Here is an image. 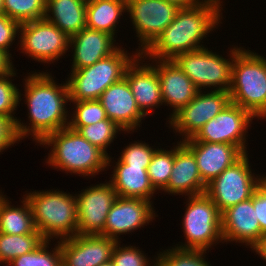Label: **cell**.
I'll list each match as a JSON object with an SVG mask.
<instances>
[{
  "mask_svg": "<svg viewBox=\"0 0 266 266\" xmlns=\"http://www.w3.org/2000/svg\"><path fill=\"white\" fill-rule=\"evenodd\" d=\"M223 5L221 0H209L180 8L175 19L141 55L145 60H173L179 54L205 48L203 40L222 24Z\"/></svg>",
  "mask_w": 266,
  "mask_h": 266,
  "instance_id": "obj_2",
  "label": "cell"
},
{
  "mask_svg": "<svg viewBox=\"0 0 266 266\" xmlns=\"http://www.w3.org/2000/svg\"><path fill=\"white\" fill-rule=\"evenodd\" d=\"M119 47V43H116V39L109 33L83 28L79 33L70 37L69 51L71 54L73 52L70 70L93 65L110 56Z\"/></svg>",
  "mask_w": 266,
  "mask_h": 266,
  "instance_id": "obj_23",
  "label": "cell"
},
{
  "mask_svg": "<svg viewBox=\"0 0 266 266\" xmlns=\"http://www.w3.org/2000/svg\"><path fill=\"white\" fill-rule=\"evenodd\" d=\"M182 231L185 242L174 245L180 249L209 250L222 240L221 212L206 193L187 196ZM180 243V244H179ZM213 245V246H212Z\"/></svg>",
  "mask_w": 266,
  "mask_h": 266,
  "instance_id": "obj_7",
  "label": "cell"
},
{
  "mask_svg": "<svg viewBox=\"0 0 266 266\" xmlns=\"http://www.w3.org/2000/svg\"><path fill=\"white\" fill-rule=\"evenodd\" d=\"M0 14H3V0H0Z\"/></svg>",
  "mask_w": 266,
  "mask_h": 266,
  "instance_id": "obj_46",
  "label": "cell"
},
{
  "mask_svg": "<svg viewBox=\"0 0 266 266\" xmlns=\"http://www.w3.org/2000/svg\"><path fill=\"white\" fill-rule=\"evenodd\" d=\"M38 145L50 148L44 159L53 170L89 179L108 170V156L69 126L50 133Z\"/></svg>",
  "mask_w": 266,
  "mask_h": 266,
  "instance_id": "obj_3",
  "label": "cell"
},
{
  "mask_svg": "<svg viewBox=\"0 0 266 266\" xmlns=\"http://www.w3.org/2000/svg\"><path fill=\"white\" fill-rule=\"evenodd\" d=\"M169 3L176 4L179 8H187L203 4L209 0H166Z\"/></svg>",
  "mask_w": 266,
  "mask_h": 266,
  "instance_id": "obj_42",
  "label": "cell"
},
{
  "mask_svg": "<svg viewBox=\"0 0 266 266\" xmlns=\"http://www.w3.org/2000/svg\"><path fill=\"white\" fill-rule=\"evenodd\" d=\"M117 240L101 235H75L60 240L63 261L69 266H99L111 261Z\"/></svg>",
  "mask_w": 266,
  "mask_h": 266,
  "instance_id": "obj_20",
  "label": "cell"
},
{
  "mask_svg": "<svg viewBox=\"0 0 266 266\" xmlns=\"http://www.w3.org/2000/svg\"><path fill=\"white\" fill-rule=\"evenodd\" d=\"M159 147L147 168L151 185L158 192L167 186L174 164V145L169 150Z\"/></svg>",
  "mask_w": 266,
  "mask_h": 266,
  "instance_id": "obj_31",
  "label": "cell"
},
{
  "mask_svg": "<svg viewBox=\"0 0 266 266\" xmlns=\"http://www.w3.org/2000/svg\"><path fill=\"white\" fill-rule=\"evenodd\" d=\"M174 144V164L167 186L162 190L169 195L192 196L206 192L193 152L182 142Z\"/></svg>",
  "mask_w": 266,
  "mask_h": 266,
  "instance_id": "obj_22",
  "label": "cell"
},
{
  "mask_svg": "<svg viewBox=\"0 0 266 266\" xmlns=\"http://www.w3.org/2000/svg\"><path fill=\"white\" fill-rule=\"evenodd\" d=\"M248 154H244L207 185L205 193L221 213L231 206L250 199L259 186L261 175L255 174L252 170Z\"/></svg>",
  "mask_w": 266,
  "mask_h": 266,
  "instance_id": "obj_9",
  "label": "cell"
},
{
  "mask_svg": "<svg viewBox=\"0 0 266 266\" xmlns=\"http://www.w3.org/2000/svg\"><path fill=\"white\" fill-rule=\"evenodd\" d=\"M230 103L229 91H202L171 118L169 129L179 135L180 141L193 137L209 120L215 118Z\"/></svg>",
  "mask_w": 266,
  "mask_h": 266,
  "instance_id": "obj_13",
  "label": "cell"
},
{
  "mask_svg": "<svg viewBox=\"0 0 266 266\" xmlns=\"http://www.w3.org/2000/svg\"><path fill=\"white\" fill-rule=\"evenodd\" d=\"M228 47V59L205 48L177 55L173 61L199 90L229 91L235 54L242 48ZM208 88V89H206Z\"/></svg>",
  "mask_w": 266,
  "mask_h": 266,
  "instance_id": "obj_8",
  "label": "cell"
},
{
  "mask_svg": "<svg viewBox=\"0 0 266 266\" xmlns=\"http://www.w3.org/2000/svg\"><path fill=\"white\" fill-rule=\"evenodd\" d=\"M99 266H114V263L112 261L100 264Z\"/></svg>",
  "mask_w": 266,
  "mask_h": 266,
  "instance_id": "obj_45",
  "label": "cell"
},
{
  "mask_svg": "<svg viewBox=\"0 0 266 266\" xmlns=\"http://www.w3.org/2000/svg\"><path fill=\"white\" fill-rule=\"evenodd\" d=\"M70 37L45 18L20 25L17 47L36 62L53 64L69 52ZM65 54V55H64Z\"/></svg>",
  "mask_w": 266,
  "mask_h": 266,
  "instance_id": "obj_10",
  "label": "cell"
},
{
  "mask_svg": "<svg viewBox=\"0 0 266 266\" xmlns=\"http://www.w3.org/2000/svg\"><path fill=\"white\" fill-rule=\"evenodd\" d=\"M59 266H69V265L66 264L64 261H62Z\"/></svg>",
  "mask_w": 266,
  "mask_h": 266,
  "instance_id": "obj_48",
  "label": "cell"
},
{
  "mask_svg": "<svg viewBox=\"0 0 266 266\" xmlns=\"http://www.w3.org/2000/svg\"><path fill=\"white\" fill-rule=\"evenodd\" d=\"M254 119L248 110L230 102L225 108L203 125L192 137L195 141L226 143L237 146L244 154L248 153V129ZM247 144V145H246Z\"/></svg>",
  "mask_w": 266,
  "mask_h": 266,
  "instance_id": "obj_12",
  "label": "cell"
},
{
  "mask_svg": "<svg viewBox=\"0 0 266 266\" xmlns=\"http://www.w3.org/2000/svg\"><path fill=\"white\" fill-rule=\"evenodd\" d=\"M206 250L180 249L170 246L157 252V266H212L206 260Z\"/></svg>",
  "mask_w": 266,
  "mask_h": 266,
  "instance_id": "obj_30",
  "label": "cell"
},
{
  "mask_svg": "<svg viewBox=\"0 0 266 266\" xmlns=\"http://www.w3.org/2000/svg\"><path fill=\"white\" fill-rule=\"evenodd\" d=\"M5 195L2 193V190L0 189V200L4 197Z\"/></svg>",
  "mask_w": 266,
  "mask_h": 266,
  "instance_id": "obj_49",
  "label": "cell"
},
{
  "mask_svg": "<svg viewBox=\"0 0 266 266\" xmlns=\"http://www.w3.org/2000/svg\"><path fill=\"white\" fill-rule=\"evenodd\" d=\"M126 12L137 34L138 54H143L175 19L176 4L166 0H126Z\"/></svg>",
  "mask_w": 266,
  "mask_h": 266,
  "instance_id": "obj_11",
  "label": "cell"
},
{
  "mask_svg": "<svg viewBox=\"0 0 266 266\" xmlns=\"http://www.w3.org/2000/svg\"><path fill=\"white\" fill-rule=\"evenodd\" d=\"M121 242V240L117 241L112 252L111 261L114 263V266H157L156 255L152 259L142 249L140 250L139 247L131 246V244L128 246L121 245Z\"/></svg>",
  "mask_w": 266,
  "mask_h": 266,
  "instance_id": "obj_35",
  "label": "cell"
},
{
  "mask_svg": "<svg viewBox=\"0 0 266 266\" xmlns=\"http://www.w3.org/2000/svg\"><path fill=\"white\" fill-rule=\"evenodd\" d=\"M221 218L223 243L235 242L253 249L260 241L261 227L253 206V194L250 199L224 210Z\"/></svg>",
  "mask_w": 266,
  "mask_h": 266,
  "instance_id": "obj_17",
  "label": "cell"
},
{
  "mask_svg": "<svg viewBox=\"0 0 266 266\" xmlns=\"http://www.w3.org/2000/svg\"><path fill=\"white\" fill-rule=\"evenodd\" d=\"M86 5L82 0H46L44 18L72 37L86 28Z\"/></svg>",
  "mask_w": 266,
  "mask_h": 266,
  "instance_id": "obj_25",
  "label": "cell"
},
{
  "mask_svg": "<svg viewBox=\"0 0 266 266\" xmlns=\"http://www.w3.org/2000/svg\"><path fill=\"white\" fill-rule=\"evenodd\" d=\"M230 102L266 119V57L242 47L232 64Z\"/></svg>",
  "mask_w": 266,
  "mask_h": 266,
  "instance_id": "obj_5",
  "label": "cell"
},
{
  "mask_svg": "<svg viewBox=\"0 0 266 266\" xmlns=\"http://www.w3.org/2000/svg\"><path fill=\"white\" fill-rule=\"evenodd\" d=\"M99 101L107 118L116 123L127 134L137 132L138 128L142 127V120L147 118L138 108L125 77L103 91Z\"/></svg>",
  "mask_w": 266,
  "mask_h": 266,
  "instance_id": "obj_16",
  "label": "cell"
},
{
  "mask_svg": "<svg viewBox=\"0 0 266 266\" xmlns=\"http://www.w3.org/2000/svg\"><path fill=\"white\" fill-rule=\"evenodd\" d=\"M36 229L52 242L72 238L78 228L76 193L58 189L25 191Z\"/></svg>",
  "mask_w": 266,
  "mask_h": 266,
  "instance_id": "obj_4",
  "label": "cell"
},
{
  "mask_svg": "<svg viewBox=\"0 0 266 266\" xmlns=\"http://www.w3.org/2000/svg\"><path fill=\"white\" fill-rule=\"evenodd\" d=\"M157 70L161 85L163 105L173 110L170 118L193 100L199 89L173 60H147Z\"/></svg>",
  "mask_w": 266,
  "mask_h": 266,
  "instance_id": "obj_19",
  "label": "cell"
},
{
  "mask_svg": "<svg viewBox=\"0 0 266 266\" xmlns=\"http://www.w3.org/2000/svg\"><path fill=\"white\" fill-rule=\"evenodd\" d=\"M90 186L76 194L78 211L76 235H100L104 231L111 206L117 198L110 181L105 180L103 183L101 181Z\"/></svg>",
  "mask_w": 266,
  "mask_h": 266,
  "instance_id": "obj_14",
  "label": "cell"
},
{
  "mask_svg": "<svg viewBox=\"0 0 266 266\" xmlns=\"http://www.w3.org/2000/svg\"><path fill=\"white\" fill-rule=\"evenodd\" d=\"M259 185L266 191V173L260 176Z\"/></svg>",
  "mask_w": 266,
  "mask_h": 266,
  "instance_id": "obj_44",
  "label": "cell"
},
{
  "mask_svg": "<svg viewBox=\"0 0 266 266\" xmlns=\"http://www.w3.org/2000/svg\"><path fill=\"white\" fill-rule=\"evenodd\" d=\"M182 142L193 152L206 186L244 155L237 146L231 144L195 141L192 137Z\"/></svg>",
  "mask_w": 266,
  "mask_h": 266,
  "instance_id": "obj_21",
  "label": "cell"
},
{
  "mask_svg": "<svg viewBox=\"0 0 266 266\" xmlns=\"http://www.w3.org/2000/svg\"><path fill=\"white\" fill-rule=\"evenodd\" d=\"M44 238L36 229L26 235H11L0 233V264L11 262L20 255L32 252Z\"/></svg>",
  "mask_w": 266,
  "mask_h": 266,
  "instance_id": "obj_28",
  "label": "cell"
},
{
  "mask_svg": "<svg viewBox=\"0 0 266 266\" xmlns=\"http://www.w3.org/2000/svg\"><path fill=\"white\" fill-rule=\"evenodd\" d=\"M126 0H94L86 5V27L109 33L116 38L118 27L124 13ZM120 19V20H119ZM117 29V30H116Z\"/></svg>",
  "mask_w": 266,
  "mask_h": 266,
  "instance_id": "obj_26",
  "label": "cell"
},
{
  "mask_svg": "<svg viewBox=\"0 0 266 266\" xmlns=\"http://www.w3.org/2000/svg\"><path fill=\"white\" fill-rule=\"evenodd\" d=\"M47 71L27 72V76L25 74L23 78L24 94L19 91V105L21 100L27 105L28 123H23L20 118L15 122L20 141L26 137L29 139L33 137L35 145L39 144L50 133L63 129L69 124L67 109L70 108L66 105L70 99L67 82L66 80L63 84L56 82L54 75Z\"/></svg>",
  "mask_w": 266,
  "mask_h": 266,
  "instance_id": "obj_1",
  "label": "cell"
},
{
  "mask_svg": "<svg viewBox=\"0 0 266 266\" xmlns=\"http://www.w3.org/2000/svg\"><path fill=\"white\" fill-rule=\"evenodd\" d=\"M253 206L261 227V238L266 234V191L259 185L253 192Z\"/></svg>",
  "mask_w": 266,
  "mask_h": 266,
  "instance_id": "obj_40",
  "label": "cell"
},
{
  "mask_svg": "<svg viewBox=\"0 0 266 266\" xmlns=\"http://www.w3.org/2000/svg\"><path fill=\"white\" fill-rule=\"evenodd\" d=\"M69 127L78 131L83 138L88 140L91 144L97 146L107 156L110 155L107 153V149L108 147L110 148L114 139H117V135L122 132L125 134L124 130L108 118L92 125Z\"/></svg>",
  "mask_w": 266,
  "mask_h": 266,
  "instance_id": "obj_29",
  "label": "cell"
},
{
  "mask_svg": "<svg viewBox=\"0 0 266 266\" xmlns=\"http://www.w3.org/2000/svg\"><path fill=\"white\" fill-rule=\"evenodd\" d=\"M5 196L0 200V233L26 235L36 230L31 206L23 195L21 205H12ZM9 199V200H8Z\"/></svg>",
  "mask_w": 266,
  "mask_h": 266,
  "instance_id": "obj_27",
  "label": "cell"
},
{
  "mask_svg": "<svg viewBox=\"0 0 266 266\" xmlns=\"http://www.w3.org/2000/svg\"><path fill=\"white\" fill-rule=\"evenodd\" d=\"M16 74H18L17 69H14L11 73L0 77V115L9 117L14 122L18 119L15 117V111L19 106L20 90L17 84L12 83L13 80H16L14 79L17 76Z\"/></svg>",
  "mask_w": 266,
  "mask_h": 266,
  "instance_id": "obj_36",
  "label": "cell"
},
{
  "mask_svg": "<svg viewBox=\"0 0 266 266\" xmlns=\"http://www.w3.org/2000/svg\"><path fill=\"white\" fill-rule=\"evenodd\" d=\"M20 25L19 22L12 20L4 13L0 14V49L8 53L11 57L10 48L19 39Z\"/></svg>",
  "mask_w": 266,
  "mask_h": 266,
  "instance_id": "obj_38",
  "label": "cell"
},
{
  "mask_svg": "<svg viewBox=\"0 0 266 266\" xmlns=\"http://www.w3.org/2000/svg\"><path fill=\"white\" fill-rule=\"evenodd\" d=\"M132 52L121 45L93 65L71 70L66 79L70 101L99 100L103 91L124 77L126 68L139 55Z\"/></svg>",
  "mask_w": 266,
  "mask_h": 266,
  "instance_id": "obj_6",
  "label": "cell"
},
{
  "mask_svg": "<svg viewBox=\"0 0 266 266\" xmlns=\"http://www.w3.org/2000/svg\"><path fill=\"white\" fill-rule=\"evenodd\" d=\"M113 158L111 155L107 157V169L112 166L110 169H113L111 172L113 174L110 175L109 181L117 196L141 198L153 203V196L158 193L151 185L147 172L148 167L126 165L119 158H117V162Z\"/></svg>",
  "mask_w": 266,
  "mask_h": 266,
  "instance_id": "obj_24",
  "label": "cell"
},
{
  "mask_svg": "<svg viewBox=\"0 0 266 266\" xmlns=\"http://www.w3.org/2000/svg\"><path fill=\"white\" fill-rule=\"evenodd\" d=\"M84 1L85 3H88V2H91V1H94V0H82Z\"/></svg>",
  "mask_w": 266,
  "mask_h": 266,
  "instance_id": "obj_50",
  "label": "cell"
},
{
  "mask_svg": "<svg viewBox=\"0 0 266 266\" xmlns=\"http://www.w3.org/2000/svg\"><path fill=\"white\" fill-rule=\"evenodd\" d=\"M252 251L253 253L255 251V253L258 254V256H260V258H262L264 262H266V234L262 236L257 245L252 249Z\"/></svg>",
  "mask_w": 266,
  "mask_h": 266,
  "instance_id": "obj_43",
  "label": "cell"
},
{
  "mask_svg": "<svg viewBox=\"0 0 266 266\" xmlns=\"http://www.w3.org/2000/svg\"><path fill=\"white\" fill-rule=\"evenodd\" d=\"M124 77L128 81L138 108L145 116L163 105L157 70L150 62L145 61L141 54L126 68Z\"/></svg>",
  "mask_w": 266,
  "mask_h": 266,
  "instance_id": "obj_18",
  "label": "cell"
},
{
  "mask_svg": "<svg viewBox=\"0 0 266 266\" xmlns=\"http://www.w3.org/2000/svg\"><path fill=\"white\" fill-rule=\"evenodd\" d=\"M4 264H6L5 266H16V265H14L12 262H6V263H4ZM4 264H3V266H4Z\"/></svg>",
  "mask_w": 266,
  "mask_h": 266,
  "instance_id": "obj_47",
  "label": "cell"
},
{
  "mask_svg": "<svg viewBox=\"0 0 266 266\" xmlns=\"http://www.w3.org/2000/svg\"><path fill=\"white\" fill-rule=\"evenodd\" d=\"M50 242L44 240L35 250L20 255L11 262L16 266H59L63 261L60 241L58 240L49 251V245H52Z\"/></svg>",
  "mask_w": 266,
  "mask_h": 266,
  "instance_id": "obj_33",
  "label": "cell"
},
{
  "mask_svg": "<svg viewBox=\"0 0 266 266\" xmlns=\"http://www.w3.org/2000/svg\"><path fill=\"white\" fill-rule=\"evenodd\" d=\"M12 57L5 51L0 49V77L11 73L16 67H14Z\"/></svg>",
  "mask_w": 266,
  "mask_h": 266,
  "instance_id": "obj_41",
  "label": "cell"
},
{
  "mask_svg": "<svg viewBox=\"0 0 266 266\" xmlns=\"http://www.w3.org/2000/svg\"><path fill=\"white\" fill-rule=\"evenodd\" d=\"M46 0H3V13L20 24L43 19Z\"/></svg>",
  "mask_w": 266,
  "mask_h": 266,
  "instance_id": "obj_32",
  "label": "cell"
},
{
  "mask_svg": "<svg viewBox=\"0 0 266 266\" xmlns=\"http://www.w3.org/2000/svg\"><path fill=\"white\" fill-rule=\"evenodd\" d=\"M154 203L146 199L117 196L107 215L101 236L120 241L121 235L132 234L158 217Z\"/></svg>",
  "mask_w": 266,
  "mask_h": 266,
  "instance_id": "obj_15",
  "label": "cell"
},
{
  "mask_svg": "<svg viewBox=\"0 0 266 266\" xmlns=\"http://www.w3.org/2000/svg\"><path fill=\"white\" fill-rule=\"evenodd\" d=\"M19 142L15 122L9 117L0 115V154Z\"/></svg>",
  "mask_w": 266,
  "mask_h": 266,
  "instance_id": "obj_39",
  "label": "cell"
},
{
  "mask_svg": "<svg viewBox=\"0 0 266 266\" xmlns=\"http://www.w3.org/2000/svg\"><path fill=\"white\" fill-rule=\"evenodd\" d=\"M74 105L69 112L68 126H87L107 119L106 112L99 100L70 101Z\"/></svg>",
  "mask_w": 266,
  "mask_h": 266,
  "instance_id": "obj_34",
  "label": "cell"
},
{
  "mask_svg": "<svg viewBox=\"0 0 266 266\" xmlns=\"http://www.w3.org/2000/svg\"><path fill=\"white\" fill-rule=\"evenodd\" d=\"M138 141V142H137ZM130 142L118 157L124 164L136 167H148L158 146H150L145 141ZM154 147V148H153ZM156 147V148H155Z\"/></svg>",
  "mask_w": 266,
  "mask_h": 266,
  "instance_id": "obj_37",
  "label": "cell"
}]
</instances>
